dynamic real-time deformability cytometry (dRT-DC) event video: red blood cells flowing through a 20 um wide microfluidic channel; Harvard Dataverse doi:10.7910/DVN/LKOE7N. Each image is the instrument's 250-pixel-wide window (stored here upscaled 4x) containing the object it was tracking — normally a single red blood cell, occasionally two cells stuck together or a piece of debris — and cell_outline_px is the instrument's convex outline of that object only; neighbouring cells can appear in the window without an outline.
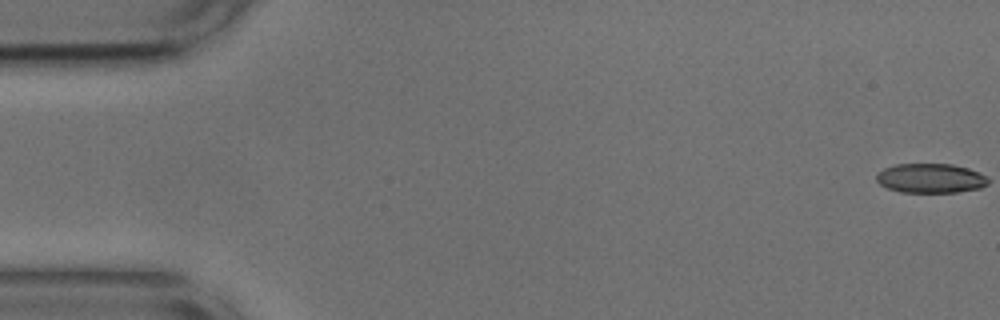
{"species": "common noctule bat (a hibernating species)", "species_latin": "Nyctalus noctula", "temperature_condition": "cold", "stored_images_in_passage": 51, "camera_frame_rate_fps": 3000, "um_per_image_px": 0.085, "animal": {"sex": "male", "body_mass_g": 17.9, "forearm_length_mm": 54.2}, "frame": {"image": 1, "passage_image": 1, "time_ms": 0.0, "image_size_px": [1000, 320], "cell_outline_px": [[984, 184], [972, 188], [948, 192], [912, 192], [896, 188], [884, 184], [880, 180], [892, 168], [908, 164], [944, 164], [964, 168], [980, 176]], "centroid_in_image_um": [79.16, 15.15], "position_along_channel_um": 5.8, "area_um2": 16.36}}
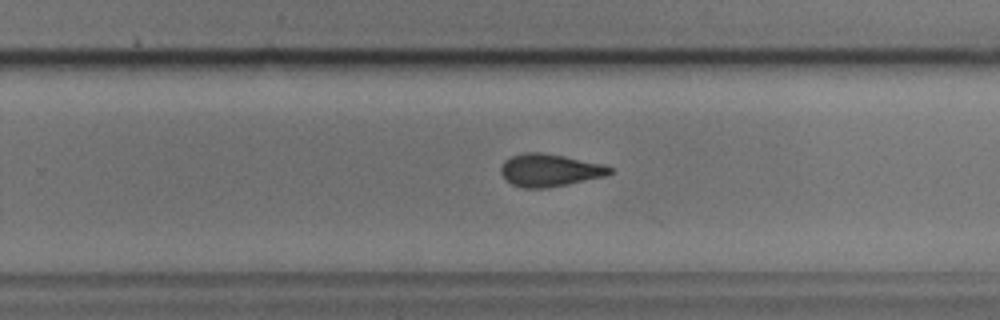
{"frame": {"image": 2, "passage_image": 34, "time_ms": 11.0, "image_size_px": [1000, 320], "cell_outline_px": [[608, 172], [592, 176], [552, 184], [520, 184], [512, 180], [504, 172], [504, 164], [508, 160], [520, 156], [552, 156], [572, 160], [608, 168]], "centroid_in_image_um": [46.63, 14.44], "position_along_channel_um": 283.2, "area_um2": 15.43}}
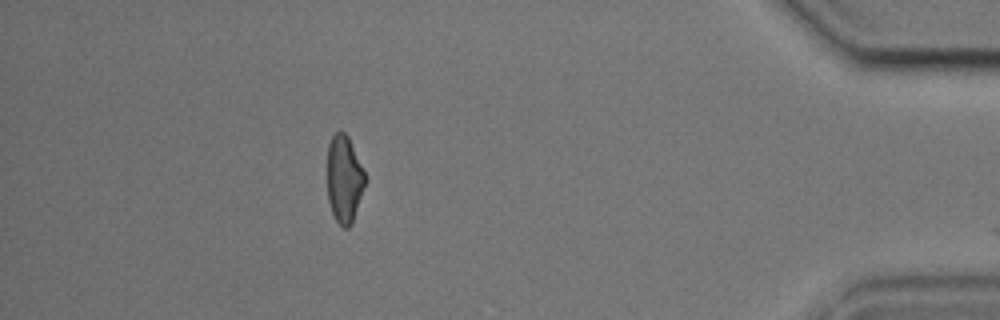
{"frame": {"image": 3, "passage_image": 48, "time_ms": 15.667, "image_size_px": [1000, 320], "cell_outline_px": [[364, 184], [352, 216], [348, 224], [344, 224], [336, 216], [332, 208], [328, 192], [328, 152], [332, 140], [340, 132], [348, 140], [364, 172]], "centroid_in_image_um": [29.24, 15.16], "position_along_channel_um": 406.0, "area_um2": 16.82}}